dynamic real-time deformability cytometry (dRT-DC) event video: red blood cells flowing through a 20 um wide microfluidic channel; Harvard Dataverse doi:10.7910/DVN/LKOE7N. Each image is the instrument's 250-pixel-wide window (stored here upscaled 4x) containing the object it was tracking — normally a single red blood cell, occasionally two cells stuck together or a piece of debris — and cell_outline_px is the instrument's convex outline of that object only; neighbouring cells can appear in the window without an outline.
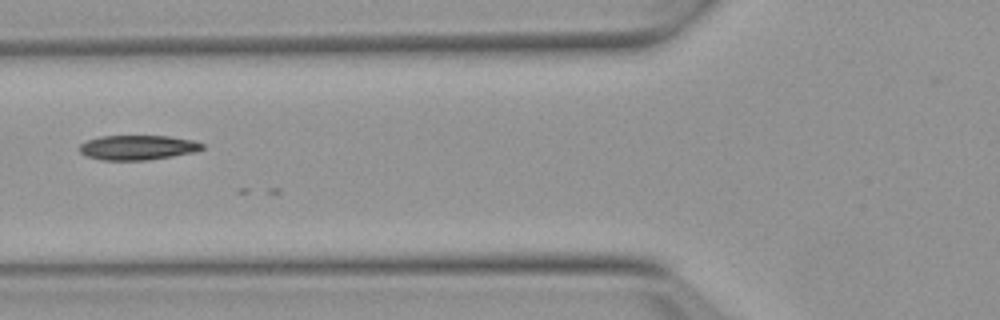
{"species": "Egyptian fruit bat (a non-hibernating species)", "species_latin": "Rousettus aegyptiacus", "temperature_condition": "warm", "stored_images_in_passage": 7, "camera_frame_rate_fps": 3000, "um_per_image_px": 0.085, "animal": {"sex": "female"}, "frame": {"image": 1, "passage_image": 4, "time_ms": 1.0, "image_size_px": [1000, 320], "cell_outline_px": [[204, 148], [196, 152], [148, 160], [100, 160], [88, 156], [80, 152], [80, 144], [88, 140], [100, 136], [168, 136], [192, 140], [204, 144]], "centroid_in_image_um": [11.72, 12.54], "position_along_channel_um": 114.1, "area_um2": 17.63}}